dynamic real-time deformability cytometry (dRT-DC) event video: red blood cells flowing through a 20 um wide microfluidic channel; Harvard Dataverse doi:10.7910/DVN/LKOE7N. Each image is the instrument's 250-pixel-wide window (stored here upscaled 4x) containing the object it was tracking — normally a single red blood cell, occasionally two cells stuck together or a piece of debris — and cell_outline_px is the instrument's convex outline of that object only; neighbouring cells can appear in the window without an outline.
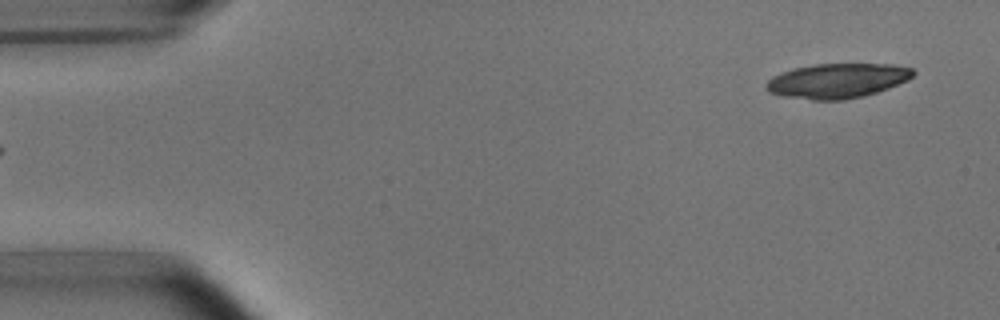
{"species": "common noctule bat (a hibernating species)", "species_latin": "Nyctalus noctula", "temperature_condition": "room temperature", "stored_images_in_passage": 6, "segment_of_instrument_passage": [2, 2], "camera_frame_rate_fps": 3000, "um_per_image_px": 0.085, "animal": {"sex": "male", "body_mass_g": 15.6}, "frame": {"image": 1, "passage_image": 6, "time_ms": 5.667, "image_size_px": [1000, 320], "cell_outline_px": [[916, 72], [908, 80], [888, 88], [864, 96], [844, 100], [812, 100], [780, 96], [768, 92], [764, 88], [764, 84], [772, 76], [792, 68], [816, 64], [892, 64], [912, 68]], "centroid_in_image_um": [71.13, 6.87], "position_along_channel_um": 13.9, "area_um2": 30.0}}